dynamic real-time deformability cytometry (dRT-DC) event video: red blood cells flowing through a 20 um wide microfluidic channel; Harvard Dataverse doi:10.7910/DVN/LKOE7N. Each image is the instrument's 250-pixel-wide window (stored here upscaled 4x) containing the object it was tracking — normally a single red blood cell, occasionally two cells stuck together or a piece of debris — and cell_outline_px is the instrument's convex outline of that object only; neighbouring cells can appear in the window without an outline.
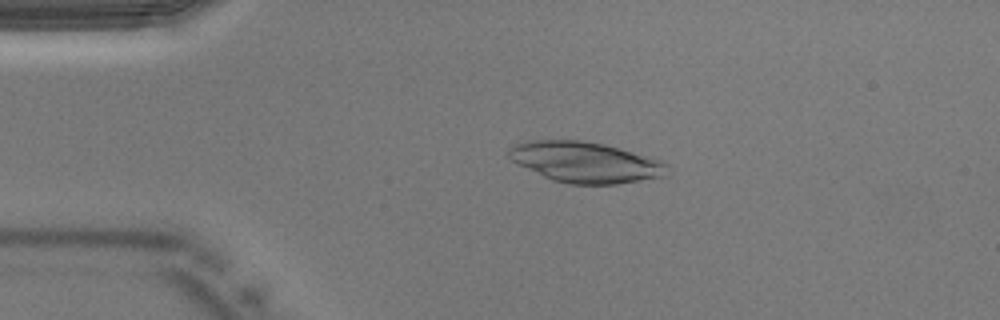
{"species": "Egyptian fruit bat (a non-hibernating species)", "species_latin": "Rousettus aegyptiacus", "temperature_condition": "warm", "stored_images_in_passage": 34, "camera_frame_rate_fps": 3000, "um_per_image_px": 0.085, "animal": {"sex": "male"}, "frame": {"image": 1, "passage_image": 7, "time_ms": 2.0, "image_size_px": [1000, 320], "cell_outline_px": [[668, 176], [616, 184], [568, 184], [552, 180], [512, 160], [508, 156], [508, 148], [524, 140], [580, 140], [604, 144], [620, 148], [664, 160], [668, 164]], "centroid_in_image_um": [49.82, 13.78], "position_along_channel_um": 35.2, "area_um2": 37.74}}
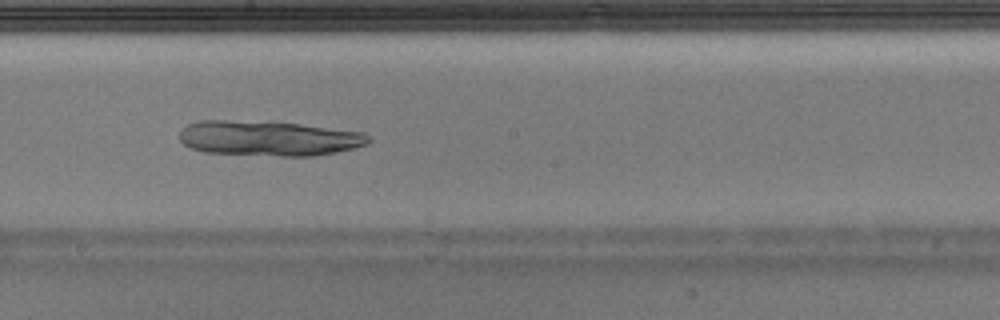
{"frame": {"image": 2, "passage_image": 21, "time_ms": 6.667, "image_size_px": [1000, 320], "cell_outline_px": [[372, 140], [368, 144], [336, 152], [316, 156], [280, 156], [204, 152], [192, 148], [184, 144], [180, 140], [180, 128], [196, 120], [228, 120], [300, 124], [364, 132], [372, 136]], "centroid_in_image_um": [22.85, 11.75], "position_along_channel_um": 225.3, "area_um2": 38.78}}
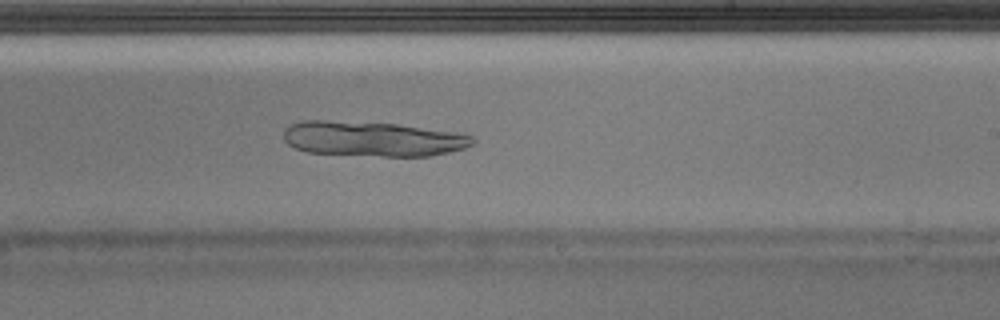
{"frame": {"image": 3, "passage_image": 23, "time_ms": 7.333, "image_size_px": [1000, 320], "cell_outline_px": [[476, 144], [464, 148], [432, 156], [380, 156], [308, 152], [296, 148], [288, 144], [284, 140], [284, 128], [288, 124], [304, 120], [324, 120], [396, 124], [456, 132], [472, 136], [476, 140]], "centroid_in_image_um": [31.67, 11.8], "position_along_channel_um": 257.3, "area_um2": 38.55}}